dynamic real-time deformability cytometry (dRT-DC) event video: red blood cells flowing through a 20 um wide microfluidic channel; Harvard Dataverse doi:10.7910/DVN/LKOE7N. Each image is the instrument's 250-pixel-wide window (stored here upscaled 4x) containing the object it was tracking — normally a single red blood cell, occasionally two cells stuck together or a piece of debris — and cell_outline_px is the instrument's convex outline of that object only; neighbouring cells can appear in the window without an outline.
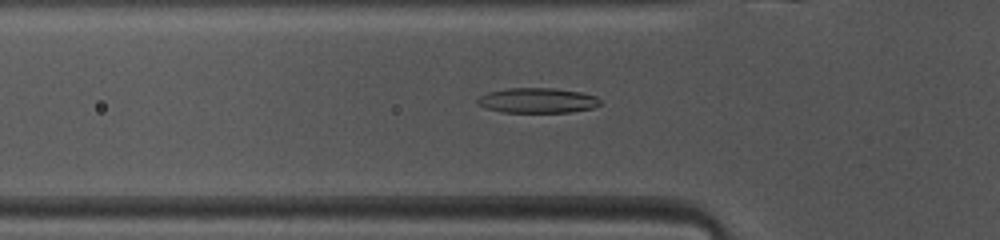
{"species": "common noctule bat (a hibernating species)", "species_latin": "Nyctalus noctula", "temperature_condition": "warm", "stored_images_in_passage": 47, "camera_frame_rate_fps": 3000, "um_per_image_px": 0.085, "animal": {"sex": "female", "body_mass_g": 10.0, "forearm_length_mm": 53.1}, "frame": {"image": 1, "passage_image": 14, "time_ms": 4.333, "image_size_px": [1000, 240], "cell_outline_px": [[600, 104], [592, 108], [568, 112], [504, 112], [488, 108], [476, 104], [476, 100], [480, 96], [488, 92], [508, 88], [556, 88], [580, 92], [596, 96], [600, 100]], "centroid_in_image_um": [45.67, 8.53], "position_along_channel_um": 80.1, "area_um2": 17.8}}
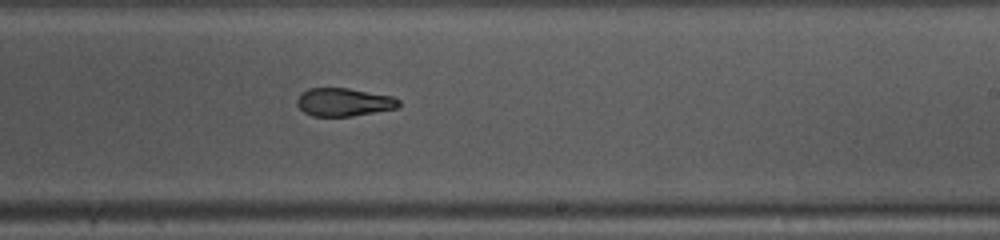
{"frame": {"image": 2, "passage_image": 27, "time_ms": 8.667, "image_size_px": [1000, 240], "cell_outline_px": [[400, 104], [396, 108], [352, 116], [312, 116], [304, 112], [296, 104], [296, 100], [300, 92], [308, 88], [348, 88], [392, 96], [400, 100]], "centroid_in_image_um": [29.18, 8.67], "position_along_channel_um": 259.8, "area_um2": 16.7}}
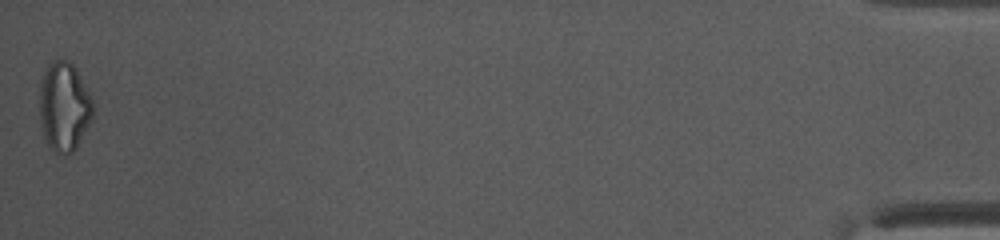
{"frame": {"image": 3, "passage_image": 47, "time_ms": 15.333, "image_size_px": [1000, 240], "cell_outline_px": [[96, 108], [92, 120], [76, 148], [72, 152], [56, 152], [48, 148], [44, 140], [40, 120], [40, 84], [44, 68], [52, 60], [68, 60], [76, 68]], "centroid_in_image_um": [5.45, 9.06], "position_along_channel_um": 429.8, "area_um2": 28.03}, "authors_computed_cell_mechanics": {"area_um2": 18.785, "velocity_mm_per_s": 4.1279, "shape_relaxation_time_tau1_ms": null, "shape_relaxation_time_tau2_ms": 1.896, "deformation_change_tau1": null, "deformation_change_tau2": 0.0852}}